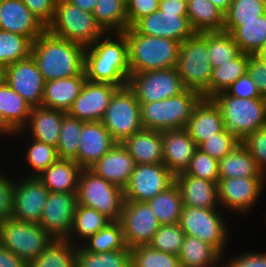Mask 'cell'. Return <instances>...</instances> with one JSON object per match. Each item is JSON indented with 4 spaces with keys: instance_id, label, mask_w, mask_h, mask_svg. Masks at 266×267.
<instances>
[{
    "instance_id": "1",
    "label": "cell",
    "mask_w": 266,
    "mask_h": 267,
    "mask_svg": "<svg viewBox=\"0 0 266 267\" xmlns=\"http://www.w3.org/2000/svg\"><path fill=\"white\" fill-rule=\"evenodd\" d=\"M84 72L86 79L91 82L110 83L119 88L127 86L131 74L125 34L105 33L95 43L86 47Z\"/></svg>"
},
{
    "instance_id": "2",
    "label": "cell",
    "mask_w": 266,
    "mask_h": 267,
    "mask_svg": "<svg viewBox=\"0 0 266 267\" xmlns=\"http://www.w3.org/2000/svg\"><path fill=\"white\" fill-rule=\"evenodd\" d=\"M84 53V46L54 36L47 29L31 47V56L45 82L80 75L84 71Z\"/></svg>"
},
{
    "instance_id": "3",
    "label": "cell",
    "mask_w": 266,
    "mask_h": 267,
    "mask_svg": "<svg viewBox=\"0 0 266 267\" xmlns=\"http://www.w3.org/2000/svg\"><path fill=\"white\" fill-rule=\"evenodd\" d=\"M128 43L130 74L176 67L181 43L157 36L137 33L132 27L124 32Z\"/></svg>"
},
{
    "instance_id": "4",
    "label": "cell",
    "mask_w": 266,
    "mask_h": 267,
    "mask_svg": "<svg viewBox=\"0 0 266 267\" xmlns=\"http://www.w3.org/2000/svg\"><path fill=\"white\" fill-rule=\"evenodd\" d=\"M194 90L150 103H140V120L143 129L164 131L185 128L194 107L202 99Z\"/></svg>"
},
{
    "instance_id": "5",
    "label": "cell",
    "mask_w": 266,
    "mask_h": 267,
    "mask_svg": "<svg viewBox=\"0 0 266 267\" xmlns=\"http://www.w3.org/2000/svg\"><path fill=\"white\" fill-rule=\"evenodd\" d=\"M176 69L186 89L210 99L212 66L208 53V32L194 33L181 43Z\"/></svg>"
},
{
    "instance_id": "6",
    "label": "cell",
    "mask_w": 266,
    "mask_h": 267,
    "mask_svg": "<svg viewBox=\"0 0 266 267\" xmlns=\"http://www.w3.org/2000/svg\"><path fill=\"white\" fill-rule=\"evenodd\" d=\"M222 113L225 129L240 141L266 127V98H239L226 91L211 98Z\"/></svg>"
},
{
    "instance_id": "7",
    "label": "cell",
    "mask_w": 266,
    "mask_h": 267,
    "mask_svg": "<svg viewBox=\"0 0 266 267\" xmlns=\"http://www.w3.org/2000/svg\"><path fill=\"white\" fill-rule=\"evenodd\" d=\"M47 30L62 39L85 48L95 43L106 32L97 23L92 12L80 10L68 0H57L53 21Z\"/></svg>"
},
{
    "instance_id": "8",
    "label": "cell",
    "mask_w": 266,
    "mask_h": 267,
    "mask_svg": "<svg viewBox=\"0 0 266 267\" xmlns=\"http://www.w3.org/2000/svg\"><path fill=\"white\" fill-rule=\"evenodd\" d=\"M78 204L93 208L111 221H119L123 204V188L106 181L90 169H82L77 192Z\"/></svg>"
},
{
    "instance_id": "9",
    "label": "cell",
    "mask_w": 266,
    "mask_h": 267,
    "mask_svg": "<svg viewBox=\"0 0 266 267\" xmlns=\"http://www.w3.org/2000/svg\"><path fill=\"white\" fill-rule=\"evenodd\" d=\"M54 238L38 223L9 218L0 223V244L24 260H35Z\"/></svg>"
},
{
    "instance_id": "10",
    "label": "cell",
    "mask_w": 266,
    "mask_h": 267,
    "mask_svg": "<svg viewBox=\"0 0 266 267\" xmlns=\"http://www.w3.org/2000/svg\"><path fill=\"white\" fill-rule=\"evenodd\" d=\"M221 210L183 206L179 225L185 235L212 245L223 256L231 229Z\"/></svg>"
},
{
    "instance_id": "11",
    "label": "cell",
    "mask_w": 266,
    "mask_h": 267,
    "mask_svg": "<svg viewBox=\"0 0 266 267\" xmlns=\"http://www.w3.org/2000/svg\"><path fill=\"white\" fill-rule=\"evenodd\" d=\"M101 123L117 143L141 131L140 103L127 86L118 88L112 95Z\"/></svg>"
},
{
    "instance_id": "12",
    "label": "cell",
    "mask_w": 266,
    "mask_h": 267,
    "mask_svg": "<svg viewBox=\"0 0 266 267\" xmlns=\"http://www.w3.org/2000/svg\"><path fill=\"white\" fill-rule=\"evenodd\" d=\"M127 85L134 92L139 103L164 100L178 95L186 89L176 67L130 75Z\"/></svg>"
},
{
    "instance_id": "13",
    "label": "cell",
    "mask_w": 266,
    "mask_h": 267,
    "mask_svg": "<svg viewBox=\"0 0 266 267\" xmlns=\"http://www.w3.org/2000/svg\"><path fill=\"white\" fill-rule=\"evenodd\" d=\"M174 174L164 164H138L123 188L125 201L145 202L174 183Z\"/></svg>"
},
{
    "instance_id": "14",
    "label": "cell",
    "mask_w": 266,
    "mask_h": 267,
    "mask_svg": "<svg viewBox=\"0 0 266 267\" xmlns=\"http://www.w3.org/2000/svg\"><path fill=\"white\" fill-rule=\"evenodd\" d=\"M266 178L237 177L219 179L218 200L220 208L239 215L254 209L263 189ZM246 212V213H245Z\"/></svg>"
},
{
    "instance_id": "15",
    "label": "cell",
    "mask_w": 266,
    "mask_h": 267,
    "mask_svg": "<svg viewBox=\"0 0 266 267\" xmlns=\"http://www.w3.org/2000/svg\"><path fill=\"white\" fill-rule=\"evenodd\" d=\"M119 222L128 248L148 245L161 225L147 201H124Z\"/></svg>"
},
{
    "instance_id": "16",
    "label": "cell",
    "mask_w": 266,
    "mask_h": 267,
    "mask_svg": "<svg viewBox=\"0 0 266 267\" xmlns=\"http://www.w3.org/2000/svg\"><path fill=\"white\" fill-rule=\"evenodd\" d=\"M4 80L31 107L42 106L45 80L31 55L6 66Z\"/></svg>"
},
{
    "instance_id": "17",
    "label": "cell",
    "mask_w": 266,
    "mask_h": 267,
    "mask_svg": "<svg viewBox=\"0 0 266 267\" xmlns=\"http://www.w3.org/2000/svg\"><path fill=\"white\" fill-rule=\"evenodd\" d=\"M77 204V193L49 192L39 225L54 239H67Z\"/></svg>"
},
{
    "instance_id": "18",
    "label": "cell",
    "mask_w": 266,
    "mask_h": 267,
    "mask_svg": "<svg viewBox=\"0 0 266 267\" xmlns=\"http://www.w3.org/2000/svg\"><path fill=\"white\" fill-rule=\"evenodd\" d=\"M48 193L37 177L15 179L12 218L39 224Z\"/></svg>"
},
{
    "instance_id": "19",
    "label": "cell",
    "mask_w": 266,
    "mask_h": 267,
    "mask_svg": "<svg viewBox=\"0 0 266 267\" xmlns=\"http://www.w3.org/2000/svg\"><path fill=\"white\" fill-rule=\"evenodd\" d=\"M118 88L110 83L86 80L67 113L84 122L101 121L112 95Z\"/></svg>"
},
{
    "instance_id": "20",
    "label": "cell",
    "mask_w": 266,
    "mask_h": 267,
    "mask_svg": "<svg viewBox=\"0 0 266 267\" xmlns=\"http://www.w3.org/2000/svg\"><path fill=\"white\" fill-rule=\"evenodd\" d=\"M131 27L140 34L174 39L180 43L195 33L187 16L162 12L159 9L140 18Z\"/></svg>"
},
{
    "instance_id": "21",
    "label": "cell",
    "mask_w": 266,
    "mask_h": 267,
    "mask_svg": "<svg viewBox=\"0 0 266 267\" xmlns=\"http://www.w3.org/2000/svg\"><path fill=\"white\" fill-rule=\"evenodd\" d=\"M116 143L101 121L84 122L74 160L83 169H89Z\"/></svg>"
},
{
    "instance_id": "22",
    "label": "cell",
    "mask_w": 266,
    "mask_h": 267,
    "mask_svg": "<svg viewBox=\"0 0 266 267\" xmlns=\"http://www.w3.org/2000/svg\"><path fill=\"white\" fill-rule=\"evenodd\" d=\"M0 29L26 36L33 42L47 28L22 0H3L0 3Z\"/></svg>"
},
{
    "instance_id": "23",
    "label": "cell",
    "mask_w": 266,
    "mask_h": 267,
    "mask_svg": "<svg viewBox=\"0 0 266 267\" xmlns=\"http://www.w3.org/2000/svg\"><path fill=\"white\" fill-rule=\"evenodd\" d=\"M163 164L174 174L188 167L197 145L185 128L161 131Z\"/></svg>"
},
{
    "instance_id": "24",
    "label": "cell",
    "mask_w": 266,
    "mask_h": 267,
    "mask_svg": "<svg viewBox=\"0 0 266 267\" xmlns=\"http://www.w3.org/2000/svg\"><path fill=\"white\" fill-rule=\"evenodd\" d=\"M135 165L133 158L122 143H116L89 169L106 181L124 188Z\"/></svg>"
},
{
    "instance_id": "25",
    "label": "cell",
    "mask_w": 266,
    "mask_h": 267,
    "mask_svg": "<svg viewBox=\"0 0 266 267\" xmlns=\"http://www.w3.org/2000/svg\"><path fill=\"white\" fill-rule=\"evenodd\" d=\"M178 186L183 206L218 209V184L207 179L189 176L183 172L174 176Z\"/></svg>"
},
{
    "instance_id": "26",
    "label": "cell",
    "mask_w": 266,
    "mask_h": 267,
    "mask_svg": "<svg viewBox=\"0 0 266 267\" xmlns=\"http://www.w3.org/2000/svg\"><path fill=\"white\" fill-rule=\"evenodd\" d=\"M225 128L221 110L212 99L202 98L194 107L185 130L197 147Z\"/></svg>"
},
{
    "instance_id": "27",
    "label": "cell",
    "mask_w": 266,
    "mask_h": 267,
    "mask_svg": "<svg viewBox=\"0 0 266 267\" xmlns=\"http://www.w3.org/2000/svg\"><path fill=\"white\" fill-rule=\"evenodd\" d=\"M64 113V111L43 106L32 107L28 123L22 130L17 131L14 136L17 137L18 134L22 135L23 132H29L31 138L56 147Z\"/></svg>"
},
{
    "instance_id": "28",
    "label": "cell",
    "mask_w": 266,
    "mask_h": 267,
    "mask_svg": "<svg viewBox=\"0 0 266 267\" xmlns=\"http://www.w3.org/2000/svg\"><path fill=\"white\" fill-rule=\"evenodd\" d=\"M86 80L83 71L80 75L45 82L42 106L67 113Z\"/></svg>"
},
{
    "instance_id": "29",
    "label": "cell",
    "mask_w": 266,
    "mask_h": 267,
    "mask_svg": "<svg viewBox=\"0 0 266 267\" xmlns=\"http://www.w3.org/2000/svg\"><path fill=\"white\" fill-rule=\"evenodd\" d=\"M122 145L127 149L136 165L163 164L161 131L142 129L127 137Z\"/></svg>"
},
{
    "instance_id": "30",
    "label": "cell",
    "mask_w": 266,
    "mask_h": 267,
    "mask_svg": "<svg viewBox=\"0 0 266 267\" xmlns=\"http://www.w3.org/2000/svg\"><path fill=\"white\" fill-rule=\"evenodd\" d=\"M82 167L71 159H58L37 178L49 192L77 193Z\"/></svg>"
},
{
    "instance_id": "31",
    "label": "cell",
    "mask_w": 266,
    "mask_h": 267,
    "mask_svg": "<svg viewBox=\"0 0 266 267\" xmlns=\"http://www.w3.org/2000/svg\"><path fill=\"white\" fill-rule=\"evenodd\" d=\"M242 53L255 56L266 43V13L250 22H224Z\"/></svg>"
},
{
    "instance_id": "32",
    "label": "cell",
    "mask_w": 266,
    "mask_h": 267,
    "mask_svg": "<svg viewBox=\"0 0 266 267\" xmlns=\"http://www.w3.org/2000/svg\"><path fill=\"white\" fill-rule=\"evenodd\" d=\"M266 178L249 151L240 143L219 160V179Z\"/></svg>"
},
{
    "instance_id": "33",
    "label": "cell",
    "mask_w": 266,
    "mask_h": 267,
    "mask_svg": "<svg viewBox=\"0 0 266 267\" xmlns=\"http://www.w3.org/2000/svg\"><path fill=\"white\" fill-rule=\"evenodd\" d=\"M223 257L212 245L188 235L178 255L181 267H222Z\"/></svg>"
},
{
    "instance_id": "34",
    "label": "cell",
    "mask_w": 266,
    "mask_h": 267,
    "mask_svg": "<svg viewBox=\"0 0 266 267\" xmlns=\"http://www.w3.org/2000/svg\"><path fill=\"white\" fill-rule=\"evenodd\" d=\"M187 17L195 33L224 30L225 14L209 0H191L187 3Z\"/></svg>"
},
{
    "instance_id": "35",
    "label": "cell",
    "mask_w": 266,
    "mask_h": 267,
    "mask_svg": "<svg viewBox=\"0 0 266 267\" xmlns=\"http://www.w3.org/2000/svg\"><path fill=\"white\" fill-rule=\"evenodd\" d=\"M110 222L111 220L109 218L97 210L77 204L72 228L67 240L74 245H81L90 236L96 234Z\"/></svg>"
},
{
    "instance_id": "36",
    "label": "cell",
    "mask_w": 266,
    "mask_h": 267,
    "mask_svg": "<svg viewBox=\"0 0 266 267\" xmlns=\"http://www.w3.org/2000/svg\"><path fill=\"white\" fill-rule=\"evenodd\" d=\"M32 107L4 80L0 84V112L6 122L17 132L28 123Z\"/></svg>"
},
{
    "instance_id": "37",
    "label": "cell",
    "mask_w": 266,
    "mask_h": 267,
    "mask_svg": "<svg viewBox=\"0 0 266 267\" xmlns=\"http://www.w3.org/2000/svg\"><path fill=\"white\" fill-rule=\"evenodd\" d=\"M147 202L161 225L179 223L183 201L175 182Z\"/></svg>"
},
{
    "instance_id": "38",
    "label": "cell",
    "mask_w": 266,
    "mask_h": 267,
    "mask_svg": "<svg viewBox=\"0 0 266 267\" xmlns=\"http://www.w3.org/2000/svg\"><path fill=\"white\" fill-rule=\"evenodd\" d=\"M77 248L67 239H54L29 267H76Z\"/></svg>"
},
{
    "instance_id": "39",
    "label": "cell",
    "mask_w": 266,
    "mask_h": 267,
    "mask_svg": "<svg viewBox=\"0 0 266 267\" xmlns=\"http://www.w3.org/2000/svg\"><path fill=\"white\" fill-rule=\"evenodd\" d=\"M251 56L241 52L233 60L212 69L210 99L218 93L226 91L238 78L247 73V65Z\"/></svg>"
},
{
    "instance_id": "40",
    "label": "cell",
    "mask_w": 266,
    "mask_h": 267,
    "mask_svg": "<svg viewBox=\"0 0 266 267\" xmlns=\"http://www.w3.org/2000/svg\"><path fill=\"white\" fill-rule=\"evenodd\" d=\"M92 14L106 33L127 29L126 5L122 0H97Z\"/></svg>"
},
{
    "instance_id": "41",
    "label": "cell",
    "mask_w": 266,
    "mask_h": 267,
    "mask_svg": "<svg viewBox=\"0 0 266 267\" xmlns=\"http://www.w3.org/2000/svg\"><path fill=\"white\" fill-rule=\"evenodd\" d=\"M76 267H132L131 252L130 249H120L92 253L78 245Z\"/></svg>"
},
{
    "instance_id": "42",
    "label": "cell",
    "mask_w": 266,
    "mask_h": 267,
    "mask_svg": "<svg viewBox=\"0 0 266 267\" xmlns=\"http://www.w3.org/2000/svg\"><path fill=\"white\" fill-rule=\"evenodd\" d=\"M81 245L92 253L130 249L125 243L122 226L119 221H111L106 227L90 236Z\"/></svg>"
},
{
    "instance_id": "43",
    "label": "cell",
    "mask_w": 266,
    "mask_h": 267,
    "mask_svg": "<svg viewBox=\"0 0 266 267\" xmlns=\"http://www.w3.org/2000/svg\"><path fill=\"white\" fill-rule=\"evenodd\" d=\"M32 41L16 33L0 29V66L6 67L31 55Z\"/></svg>"
},
{
    "instance_id": "44",
    "label": "cell",
    "mask_w": 266,
    "mask_h": 267,
    "mask_svg": "<svg viewBox=\"0 0 266 267\" xmlns=\"http://www.w3.org/2000/svg\"><path fill=\"white\" fill-rule=\"evenodd\" d=\"M208 53L213 69L233 60L241 51L230 33L220 31L208 32Z\"/></svg>"
},
{
    "instance_id": "45",
    "label": "cell",
    "mask_w": 266,
    "mask_h": 267,
    "mask_svg": "<svg viewBox=\"0 0 266 267\" xmlns=\"http://www.w3.org/2000/svg\"><path fill=\"white\" fill-rule=\"evenodd\" d=\"M83 123L84 121L66 112L63 114L59 141L56 146L60 159L74 160L77 157Z\"/></svg>"
},
{
    "instance_id": "46",
    "label": "cell",
    "mask_w": 266,
    "mask_h": 267,
    "mask_svg": "<svg viewBox=\"0 0 266 267\" xmlns=\"http://www.w3.org/2000/svg\"><path fill=\"white\" fill-rule=\"evenodd\" d=\"M25 150L26 164L30 166L27 177H38L43 171L59 159L57 148L47 143L30 138ZM31 173V174H30Z\"/></svg>"
},
{
    "instance_id": "47",
    "label": "cell",
    "mask_w": 266,
    "mask_h": 267,
    "mask_svg": "<svg viewBox=\"0 0 266 267\" xmlns=\"http://www.w3.org/2000/svg\"><path fill=\"white\" fill-rule=\"evenodd\" d=\"M132 267H181L177 255L156 250L149 245L130 248Z\"/></svg>"
},
{
    "instance_id": "48",
    "label": "cell",
    "mask_w": 266,
    "mask_h": 267,
    "mask_svg": "<svg viewBox=\"0 0 266 267\" xmlns=\"http://www.w3.org/2000/svg\"><path fill=\"white\" fill-rule=\"evenodd\" d=\"M185 233L180 228L179 223L160 225L158 231L154 234L149 246L166 253L179 255Z\"/></svg>"
},
{
    "instance_id": "49",
    "label": "cell",
    "mask_w": 266,
    "mask_h": 267,
    "mask_svg": "<svg viewBox=\"0 0 266 267\" xmlns=\"http://www.w3.org/2000/svg\"><path fill=\"white\" fill-rule=\"evenodd\" d=\"M183 173L189 176L207 179L218 184L219 161L197 148Z\"/></svg>"
},
{
    "instance_id": "50",
    "label": "cell",
    "mask_w": 266,
    "mask_h": 267,
    "mask_svg": "<svg viewBox=\"0 0 266 267\" xmlns=\"http://www.w3.org/2000/svg\"><path fill=\"white\" fill-rule=\"evenodd\" d=\"M266 13V4L260 0H233L225 22H250Z\"/></svg>"
},
{
    "instance_id": "51",
    "label": "cell",
    "mask_w": 266,
    "mask_h": 267,
    "mask_svg": "<svg viewBox=\"0 0 266 267\" xmlns=\"http://www.w3.org/2000/svg\"><path fill=\"white\" fill-rule=\"evenodd\" d=\"M240 144V140L227 129L215 133L197 148L218 161Z\"/></svg>"
},
{
    "instance_id": "52",
    "label": "cell",
    "mask_w": 266,
    "mask_h": 267,
    "mask_svg": "<svg viewBox=\"0 0 266 267\" xmlns=\"http://www.w3.org/2000/svg\"><path fill=\"white\" fill-rule=\"evenodd\" d=\"M240 143L249 151L258 167L266 174V127L246 135Z\"/></svg>"
},
{
    "instance_id": "53",
    "label": "cell",
    "mask_w": 266,
    "mask_h": 267,
    "mask_svg": "<svg viewBox=\"0 0 266 267\" xmlns=\"http://www.w3.org/2000/svg\"><path fill=\"white\" fill-rule=\"evenodd\" d=\"M0 172V223L12 218L15 179Z\"/></svg>"
},
{
    "instance_id": "54",
    "label": "cell",
    "mask_w": 266,
    "mask_h": 267,
    "mask_svg": "<svg viewBox=\"0 0 266 267\" xmlns=\"http://www.w3.org/2000/svg\"><path fill=\"white\" fill-rule=\"evenodd\" d=\"M160 0H131L126 6L127 28L159 9Z\"/></svg>"
},
{
    "instance_id": "55",
    "label": "cell",
    "mask_w": 266,
    "mask_h": 267,
    "mask_svg": "<svg viewBox=\"0 0 266 267\" xmlns=\"http://www.w3.org/2000/svg\"><path fill=\"white\" fill-rule=\"evenodd\" d=\"M22 2L46 28L53 21L57 0H22Z\"/></svg>"
},
{
    "instance_id": "56",
    "label": "cell",
    "mask_w": 266,
    "mask_h": 267,
    "mask_svg": "<svg viewBox=\"0 0 266 267\" xmlns=\"http://www.w3.org/2000/svg\"><path fill=\"white\" fill-rule=\"evenodd\" d=\"M226 92L239 98H264L258 92L256 82L247 73L238 78Z\"/></svg>"
},
{
    "instance_id": "57",
    "label": "cell",
    "mask_w": 266,
    "mask_h": 267,
    "mask_svg": "<svg viewBox=\"0 0 266 267\" xmlns=\"http://www.w3.org/2000/svg\"><path fill=\"white\" fill-rule=\"evenodd\" d=\"M229 259L225 260L228 263L224 262L222 267H266V253L264 254L262 252H243Z\"/></svg>"
},
{
    "instance_id": "58",
    "label": "cell",
    "mask_w": 266,
    "mask_h": 267,
    "mask_svg": "<svg viewBox=\"0 0 266 267\" xmlns=\"http://www.w3.org/2000/svg\"><path fill=\"white\" fill-rule=\"evenodd\" d=\"M247 74L256 82L260 95L266 98V65L255 56H251L247 65Z\"/></svg>"
},
{
    "instance_id": "59",
    "label": "cell",
    "mask_w": 266,
    "mask_h": 267,
    "mask_svg": "<svg viewBox=\"0 0 266 267\" xmlns=\"http://www.w3.org/2000/svg\"><path fill=\"white\" fill-rule=\"evenodd\" d=\"M0 267H29V265L0 244Z\"/></svg>"
},
{
    "instance_id": "60",
    "label": "cell",
    "mask_w": 266,
    "mask_h": 267,
    "mask_svg": "<svg viewBox=\"0 0 266 267\" xmlns=\"http://www.w3.org/2000/svg\"><path fill=\"white\" fill-rule=\"evenodd\" d=\"M159 10L187 16V3L184 0H160Z\"/></svg>"
},
{
    "instance_id": "61",
    "label": "cell",
    "mask_w": 266,
    "mask_h": 267,
    "mask_svg": "<svg viewBox=\"0 0 266 267\" xmlns=\"http://www.w3.org/2000/svg\"><path fill=\"white\" fill-rule=\"evenodd\" d=\"M73 5L77 6L80 10L86 12H93L97 0H68Z\"/></svg>"
},
{
    "instance_id": "62",
    "label": "cell",
    "mask_w": 266,
    "mask_h": 267,
    "mask_svg": "<svg viewBox=\"0 0 266 267\" xmlns=\"http://www.w3.org/2000/svg\"><path fill=\"white\" fill-rule=\"evenodd\" d=\"M15 133L16 131L6 122L2 113L0 112V135H2V137H5L6 135V137L9 138L14 136Z\"/></svg>"
},
{
    "instance_id": "63",
    "label": "cell",
    "mask_w": 266,
    "mask_h": 267,
    "mask_svg": "<svg viewBox=\"0 0 266 267\" xmlns=\"http://www.w3.org/2000/svg\"><path fill=\"white\" fill-rule=\"evenodd\" d=\"M214 6L226 14L233 0H209Z\"/></svg>"
},
{
    "instance_id": "64",
    "label": "cell",
    "mask_w": 266,
    "mask_h": 267,
    "mask_svg": "<svg viewBox=\"0 0 266 267\" xmlns=\"http://www.w3.org/2000/svg\"><path fill=\"white\" fill-rule=\"evenodd\" d=\"M255 57L266 65V43L262 46L259 52L255 55Z\"/></svg>"
},
{
    "instance_id": "65",
    "label": "cell",
    "mask_w": 266,
    "mask_h": 267,
    "mask_svg": "<svg viewBox=\"0 0 266 267\" xmlns=\"http://www.w3.org/2000/svg\"><path fill=\"white\" fill-rule=\"evenodd\" d=\"M4 81V67L0 66V84Z\"/></svg>"
},
{
    "instance_id": "66",
    "label": "cell",
    "mask_w": 266,
    "mask_h": 267,
    "mask_svg": "<svg viewBox=\"0 0 266 267\" xmlns=\"http://www.w3.org/2000/svg\"><path fill=\"white\" fill-rule=\"evenodd\" d=\"M131 0H122V2L127 6L128 3L130 2Z\"/></svg>"
}]
</instances>
